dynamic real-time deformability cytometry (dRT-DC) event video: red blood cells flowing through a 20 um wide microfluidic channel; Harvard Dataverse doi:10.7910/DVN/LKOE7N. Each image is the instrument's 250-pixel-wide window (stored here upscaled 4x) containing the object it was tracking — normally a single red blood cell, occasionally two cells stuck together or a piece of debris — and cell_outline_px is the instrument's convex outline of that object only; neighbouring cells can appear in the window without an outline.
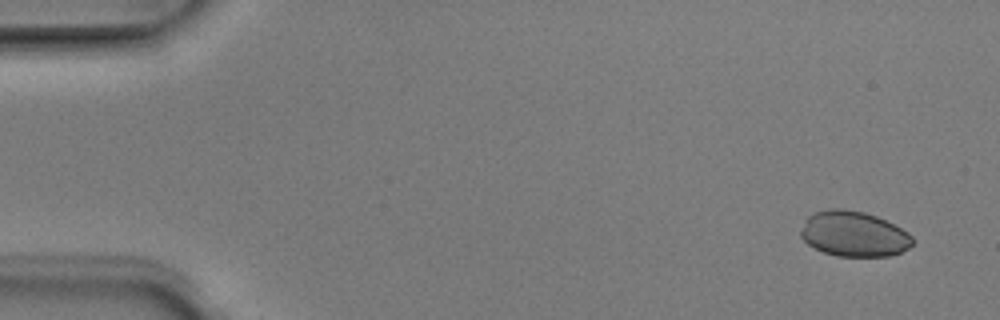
{"species": "Egyptian fruit bat (a non-hibernating species)", "species_latin": "Rousettus aegyptiacus", "temperature_condition": "room temperature", "stored_images_in_passage": 7, "camera_frame_rate_fps": 3000, "um_per_image_px": 0.085, "animal": {"sex": "male"}, "frame": {"image": 1, "passage_image": 1, "time_ms": 0.0, "image_size_px": [1000, 320], "cell_outline_px": [[912, 244], [908, 248], [900, 252], [888, 256], [836, 256], [824, 252], [808, 244], [800, 236], [800, 232], [808, 216], [816, 212], [828, 208], [840, 208], [864, 212], [876, 216], [908, 232], [912, 236]], "centroid_in_image_um": [72.56, 19.88], "position_along_channel_um": 12.4, "area_um2": 29.25}}
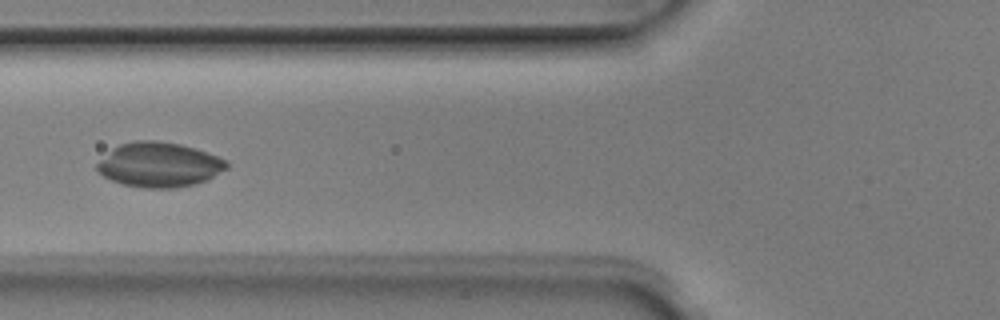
{"frame": {"image": 2, "passage_image": 6, "time_ms": 1.667, "image_size_px": [1000, 320], "cell_outline_px": [[228, 168], [208, 180], [176, 188], [144, 188], [124, 184], [112, 180], [96, 172], [96, 164], [112, 148], [120, 144], [136, 140], [156, 140], [180, 144], [196, 148], [228, 160]], "centroid_in_image_um": [13.54, 13.99], "position_along_channel_um": 112.3, "area_um2": 33.93}}
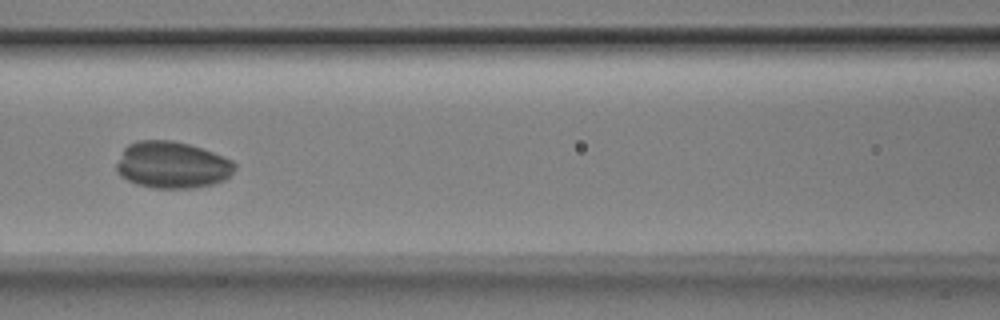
{"frame": {"image": 3, "passage_image": 7, "time_ms": 2.0, "image_size_px": [1000, 320], "cell_outline_px": [[236, 168], [224, 180], [212, 184], [192, 188], [152, 188], [136, 184], [120, 176], [116, 172], [116, 164], [124, 148], [128, 144], [136, 140], [172, 140], [188, 144], [212, 152], [232, 160], [236, 164]], "centroid_in_image_um": [14.6, 14.02], "position_along_channel_um": 152.0, "area_um2": 32.25}}